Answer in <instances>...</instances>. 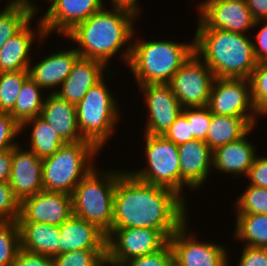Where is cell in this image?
Returning <instances> with one entry per match:
<instances>
[{"label": "cell", "instance_id": "obj_1", "mask_svg": "<svg viewBox=\"0 0 267 266\" xmlns=\"http://www.w3.org/2000/svg\"><path fill=\"white\" fill-rule=\"evenodd\" d=\"M187 204L174 190L143 182L125 170L116 183L112 228H151L170 238L189 220Z\"/></svg>", "mask_w": 267, "mask_h": 266}, {"label": "cell", "instance_id": "obj_2", "mask_svg": "<svg viewBox=\"0 0 267 266\" xmlns=\"http://www.w3.org/2000/svg\"><path fill=\"white\" fill-rule=\"evenodd\" d=\"M112 9V10H111ZM102 8L83 22L77 24L65 37L77 43L75 49L80 57L104 63L107 67L111 58L123 48L121 59L126 65L131 55L135 20L140 16L123 9Z\"/></svg>", "mask_w": 267, "mask_h": 266}, {"label": "cell", "instance_id": "obj_3", "mask_svg": "<svg viewBox=\"0 0 267 266\" xmlns=\"http://www.w3.org/2000/svg\"><path fill=\"white\" fill-rule=\"evenodd\" d=\"M252 39L221 29H196L194 52L216 78L249 79L256 68Z\"/></svg>", "mask_w": 267, "mask_h": 266}, {"label": "cell", "instance_id": "obj_4", "mask_svg": "<svg viewBox=\"0 0 267 266\" xmlns=\"http://www.w3.org/2000/svg\"><path fill=\"white\" fill-rule=\"evenodd\" d=\"M135 34L127 67L138 86L169 84L173 75L194 53V39L190 43L166 39L146 41L139 40Z\"/></svg>", "mask_w": 267, "mask_h": 266}, {"label": "cell", "instance_id": "obj_5", "mask_svg": "<svg viewBox=\"0 0 267 266\" xmlns=\"http://www.w3.org/2000/svg\"><path fill=\"white\" fill-rule=\"evenodd\" d=\"M124 171L93 168L72 194L73 215L95 225L106 236L112 229L116 183Z\"/></svg>", "mask_w": 267, "mask_h": 266}, {"label": "cell", "instance_id": "obj_6", "mask_svg": "<svg viewBox=\"0 0 267 266\" xmlns=\"http://www.w3.org/2000/svg\"><path fill=\"white\" fill-rule=\"evenodd\" d=\"M99 151L86 139L60 146L53 155L42 159L43 191L72 195L79 182L95 168Z\"/></svg>", "mask_w": 267, "mask_h": 266}, {"label": "cell", "instance_id": "obj_7", "mask_svg": "<svg viewBox=\"0 0 267 266\" xmlns=\"http://www.w3.org/2000/svg\"><path fill=\"white\" fill-rule=\"evenodd\" d=\"M104 77L93 85L82 100L75 105L77 126L81 136L100 150L115 133L120 120L117 99L108 89Z\"/></svg>", "mask_w": 267, "mask_h": 266}, {"label": "cell", "instance_id": "obj_8", "mask_svg": "<svg viewBox=\"0 0 267 266\" xmlns=\"http://www.w3.org/2000/svg\"><path fill=\"white\" fill-rule=\"evenodd\" d=\"M143 135L146 166L128 172L143 182L172 189L180 195L178 146L162 135Z\"/></svg>", "mask_w": 267, "mask_h": 266}, {"label": "cell", "instance_id": "obj_9", "mask_svg": "<svg viewBox=\"0 0 267 266\" xmlns=\"http://www.w3.org/2000/svg\"><path fill=\"white\" fill-rule=\"evenodd\" d=\"M169 243L162 231L151 228H112L106 239V265L122 266L136 257L153 254Z\"/></svg>", "mask_w": 267, "mask_h": 266}, {"label": "cell", "instance_id": "obj_10", "mask_svg": "<svg viewBox=\"0 0 267 266\" xmlns=\"http://www.w3.org/2000/svg\"><path fill=\"white\" fill-rule=\"evenodd\" d=\"M207 106L212 114L242 117L257 126L259 114L252 103L249 79L215 77Z\"/></svg>", "mask_w": 267, "mask_h": 266}, {"label": "cell", "instance_id": "obj_11", "mask_svg": "<svg viewBox=\"0 0 267 266\" xmlns=\"http://www.w3.org/2000/svg\"><path fill=\"white\" fill-rule=\"evenodd\" d=\"M186 221L170 238L173 263L177 266H229L227 247L212 241L201 242ZM195 234V235H192Z\"/></svg>", "mask_w": 267, "mask_h": 266}, {"label": "cell", "instance_id": "obj_12", "mask_svg": "<svg viewBox=\"0 0 267 266\" xmlns=\"http://www.w3.org/2000/svg\"><path fill=\"white\" fill-rule=\"evenodd\" d=\"M214 78L213 72L194 52L173 75L169 85L183 108L207 106Z\"/></svg>", "mask_w": 267, "mask_h": 266}, {"label": "cell", "instance_id": "obj_13", "mask_svg": "<svg viewBox=\"0 0 267 266\" xmlns=\"http://www.w3.org/2000/svg\"><path fill=\"white\" fill-rule=\"evenodd\" d=\"M197 9V29H221L248 35L255 25L246 0H206L198 3Z\"/></svg>", "mask_w": 267, "mask_h": 266}, {"label": "cell", "instance_id": "obj_14", "mask_svg": "<svg viewBox=\"0 0 267 266\" xmlns=\"http://www.w3.org/2000/svg\"><path fill=\"white\" fill-rule=\"evenodd\" d=\"M72 215V195L41 191L20 202V215L17 222L60 226Z\"/></svg>", "mask_w": 267, "mask_h": 266}, {"label": "cell", "instance_id": "obj_15", "mask_svg": "<svg viewBox=\"0 0 267 266\" xmlns=\"http://www.w3.org/2000/svg\"><path fill=\"white\" fill-rule=\"evenodd\" d=\"M138 87L149 112L144 133L163 136L182 113L183 107L169 84H147Z\"/></svg>", "mask_w": 267, "mask_h": 266}, {"label": "cell", "instance_id": "obj_16", "mask_svg": "<svg viewBox=\"0 0 267 266\" xmlns=\"http://www.w3.org/2000/svg\"><path fill=\"white\" fill-rule=\"evenodd\" d=\"M51 2L45 13L40 16L44 33L56 32L65 36L77 24L83 22L105 5L103 0H49Z\"/></svg>", "mask_w": 267, "mask_h": 266}, {"label": "cell", "instance_id": "obj_17", "mask_svg": "<svg viewBox=\"0 0 267 266\" xmlns=\"http://www.w3.org/2000/svg\"><path fill=\"white\" fill-rule=\"evenodd\" d=\"M180 163V196L185 199L184 188L197 190L208 179L212 170L213 151L202 140H192L178 145ZM185 186V187H184ZM185 196V197H184Z\"/></svg>", "mask_w": 267, "mask_h": 266}, {"label": "cell", "instance_id": "obj_18", "mask_svg": "<svg viewBox=\"0 0 267 266\" xmlns=\"http://www.w3.org/2000/svg\"><path fill=\"white\" fill-rule=\"evenodd\" d=\"M22 144L12 148V168L9 185L14 196L21 202L23 199L43 191L42 159Z\"/></svg>", "mask_w": 267, "mask_h": 266}, {"label": "cell", "instance_id": "obj_19", "mask_svg": "<svg viewBox=\"0 0 267 266\" xmlns=\"http://www.w3.org/2000/svg\"><path fill=\"white\" fill-rule=\"evenodd\" d=\"M32 20L33 18L1 47L0 73L29 70L30 64L33 63L30 51L34 40L38 38L37 41L43 42L47 38L41 19H37L36 33L31 27Z\"/></svg>", "mask_w": 267, "mask_h": 266}, {"label": "cell", "instance_id": "obj_20", "mask_svg": "<svg viewBox=\"0 0 267 266\" xmlns=\"http://www.w3.org/2000/svg\"><path fill=\"white\" fill-rule=\"evenodd\" d=\"M106 68L100 61L79 57L56 94L69 103L78 104L90 88L104 77L105 71L109 79L110 71Z\"/></svg>", "mask_w": 267, "mask_h": 266}, {"label": "cell", "instance_id": "obj_21", "mask_svg": "<svg viewBox=\"0 0 267 266\" xmlns=\"http://www.w3.org/2000/svg\"><path fill=\"white\" fill-rule=\"evenodd\" d=\"M79 57L75 47L50 53L34 65L30 64L29 76L43 90L47 88L52 90L50 93H56Z\"/></svg>", "mask_w": 267, "mask_h": 266}, {"label": "cell", "instance_id": "obj_22", "mask_svg": "<svg viewBox=\"0 0 267 266\" xmlns=\"http://www.w3.org/2000/svg\"><path fill=\"white\" fill-rule=\"evenodd\" d=\"M255 128L256 126H253L242 138L214 149L212 170L235 177L246 176L257 156L258 149L247 138Z\"/></svg>", "mask_w": 267, "mask_h": 266}, {"label": "cell", "instance_id": "obj_23", "mask_svg": "<svg viewBox=\"0 0 267 266\" xmlns=\"http://www.w3.org/2000/svg\"><path fill=\"white\" fill-rule=\"evenodd\" d=\"M59 255L75 250H106L107 236L95 225L72 215L59 226Z\"/></svg>", "mask_w": 267, "mask_h": 266}, {"label": "cell", "instance_id": "obj_24", "mask_svg": "<svg viewBox=\"0 0 267 266\" xmlns=\"http://www.w3.org/2000/svg\"><path fill=\"white\" fill-rule=\"evenodd\" d=\"M40 117L54 127L65 142L85 140L78 129L75 105L62 99L56 93L48 92Z\"/></svg>", "mask_w": 267, "mask_h": 266}, {"label": "cell", "instance_id": "obj_25", "mask_svg": "<svg viewBox=\"0 0 267 266\" xmlns=\"http://www.w3.org/2000/svg\"><path fill=\"white\" fill-rule=\"evenodd\" d=\"M21 247L54 258L59 255V226L43 223H18Z\"/></svg>", "mask_w": 267, "mask_h": 266}, {"label": "cell", "instance_id": "obj_26", "mask_svg": "<svg viewBox=\"0 0 267 266\" xmlns=\"http://www.w3.org/2000/svg\"><path fill=\"white\" fill-rule=\"evenodd\" d=\"M251 128L252 126L242 117L212 114L205 143L213 151L242 138Z\"/></svg>", "mask_w": 267, "mask_h": 266}, {"label": "cell", "instance_id": "obj_27", "mask_svg": "<svg viewBox=\"0 0 267 266\" xmlns=\"http://www.w3.org/2000/svg\"><path fill=\"white\" fill-rule=\"evenodd\" d=\"M32 125L29 139V150L39 158L44 159L53 155L66 142L58 135L54 127L45 122L40 116L26 120L20 126V133Z\"/></svg>", "mask_w": 267, "mask_h": 266}, {"label": "cell", "instance_id": "obj_28", "mask_svg": "<svg viewBox=\"0 0 267 266\" xmlns=\"http://www.w3.org/2000/svg\"><path fill=\"white\" fill-rule=\"evenodd\" d=\"M234 239L243 246L267 248V214H236Z\"/></svg>", "mask_w": 267, "mask_h": 266}, {"label": "cell", "instance_id": "obj_29", "mask_svg": "<svg viewBox=\"0 0 267 266\" xmlns=\"http://www.w3.org/2000/svg\"><path fill=\"white\" fill-rule=\"evenodd\" d=\"M42 90L30 77L23 83L14 108L9 112L20 126L26 120L40 116L45 101Z\"/></svg>", "mask_w": 267, "mask_h": 266}, {"label": "cell", "instance_id": "obj_30", "mask_svg": "<svg viewBox=\"0 0 267 266\" xmlns=\"http://www.w3.org/2000/svg\"><path fill=\"white\" fill-rule=\"evenodd\" d=\"M2 10V11H1ZM0 10V49L15 34H17L37 11L25 4L6 3Z\"/></svg>", "mask_w": 267, "mask_h": 266}, {"label": "cell", "instance_id": "obj_31", "mask_svg": "<svg viewBox=\"0 0 267 266\" xmlns=\"http://www.w3.org/2000/svg\"><path fill=\"white\" fill-rule=\"evenodd\" d=\"M29 77V71L0 73V112L9 113L14 108L23 83Z\"/></svg>", "mask_w": 267, "mask_h": 266}, {"label": "cell", "instance_id": "obj_32", "mask_svg": "<svg viewBox=\"0 0 267 266\" xmlns=\"http://www.w3.org/2000/svg\"><path fill=\"white\" fill-rule=\"evenodd\" d=\"M21 247L17 221L0 222V266H12Z\"/></svg>", "mask_w": 267, "mask_h": 266}, {"label": "cell", "instance_id": "obj_33", "mask_svg": "<svg viewBox=\"0 0 267 266\" xmlns=\"http://www.w3.org/2000/svg\"><path fill=\"white\" fill-rule=\"evenodd\" d=\"M237 198L235 214H267V188L248 185Z\"/></svg>", "mask_w": 267, "mask_h": 266}, {"label": "cell", "instance_id": "obj_34", "mask_svg": "<svg viewBox=\"0 0 267 266\" xmlns=\"http://www.w3.org/2000/svg\"><path fill=\"white\" fill-rule=\"evenodd\" d=\"M55 266H107L106 250H75L53 258Z\"/></svg>", "mask_w": 267, "mask_h": 266}, {"label": "cell", "instance_id": "obj_35", "mask_svg": "<svg viewBox=\"0 0 267 266\" xmlns=\"http://www.w3.org/2000/svg\"><path fill=\"white\" fill-rule=\"evenodd\" d=\"M249 80L253 106L260 116H267V62L257 63Z\"/></svg>", "mask_w": 267, "mask_h": 266}, {"label": "cell", "instance_id": "obj_36", "mask_svg": "<svg viewBox=\"0 0 267 266\" xmlns=\"http://www.w3.org/2000/svg\"><path fill=\"white\" fill-rule=\"evenodd\" d=\"M182 112L187 116L194 139L205 141L212 119V113L209 107H186L183 108Z\"/></svg>", "mask_w": 267, "mask_h": 266}, {"label": "cell", "instance_id": "obj_37", "mask_svg": "<svg viewBox=\"0 0 267 266\" xmlns=\"http://www.w3.org/2000/svg\"><path fill=\"white\" fill-rule=\"evenodd\" d=\"M20 201L14 196L9 182H0V220L17 221Z\"/></svg>", "mask_w": 267, "mask_h": 266}, {"label": "cell", "instance_id": "obj_38", "mask_svg": "<svg viewBox=\"0 0 267 266\" xmlns=\"http://www.w3.org/2000/svg\"><path fill=\"white\" fill-rule=\"evenodd\" d=\"M20 134V125L14 118L7 112H0V152L16 146L19 143L16 139Z\"/></svg>", "mask_w": 267, "mask_h": 266}, {"label": "cell", "instance_id": "obj_39", "mask_svg": "<svg viewBox=\"0 0 267 266\" xmlns=\"http://www.w3.org/2000/svg\"><path fill=\"white\" fill-rule=\"evenodd\" d=\"M173 264V251L168 243L156 253L136 257L128 260L122 266H171Z\"/></svg>", "mask_w": 267, "mask_h": 266}, {"label": "cell", "instance_id": "obj_40", "mask_svg": "<svg viewBox=\"0 0 267 266\" xmlns=\"http://www.w3.org/2000/svg\"><path fill=\"white\" fill-rule=\"evenodd\" d=\"M163 136L177 146L195 140L187 116L183 112L180 113Z\"/></svg>", "mask_w": 267, "mask_h": 266}, {"label": "cell", "instance_id": "obj_41", "mask_svg": "<svg viewBox=\"0 0 267 266\" xmlns=\"http://www.w3.org/2000/svg\"><path fill=\"white\" fill-rule=\"evenodd\" d=\"M12 266H55V263L51 257L20 247Z\"/></svg>", "mask_w": 267, "mask_h": 266}, {"label": "cell", "instance_id": "obj_42", "mask_svg": "<svg viewBox=\"0 0 267 266\" xmlns=\"http://www.w3.org/2000/svg\"><path fill=\"white\" fill-rule=\"evenodd\" d=\"M245 177L250 181L248 185L267 188V156L257 155Z\"/></svg>", "mask_w": 267, "mask_h": 266}, {"label": "cell", "instance_id": "obj_43", "mask_svg": "<svg viewBox=\"0 0 267 266\" xmlns=\"http://www.w3.org/2000/svg\"><path fill=\"white\" fill-rule=\"evenodd\" d=\"M243 247L238 266H267V248Z\"/></svg>", "mask_w": 267, "mask_h": 266}, {"label": "cell", "instance_id": "obj_44", "mask_svg": "<svg viewBox=\"0 0 267 266\" xmlns=\"http://www.w3.org/2000/svg\"><path fill=\"white\" fill-rule=\"evenodd\" d=\"M261 22H264V25ZM260 24L262 27L254 36L257 43L252 42L257 63L267 62V19L255 21L254 27Z\"/></svg>", "mask_w": 267, "mask_h": 266}, {"label": "cell", "instance_id": "obj_45", "mask_svg": "<svg viewBox=\"0 0 267 266\" xmlns=\"http://www.w3.org/2000/svg\"><path fill=\"white\" fill-rule=\"evenodd\" d=\"M12 168V149L0 152V182H9Z\"/></svg>", "mask_w": 267, "mask_h": 266}, {"label": "cell", "instance_id": "obj_46", "mask_svg": "<svg viewBox=\"0 0 267 266\" xmlns=\"http://www.w3.org/2000/svg\"><path fill=\"white\" fill-rule=\"evenodd\" d=\"M255 21L267 19V0H246Z\"/></svg>", "mask_w": 267, "mask_h": 266}, {"label": "cell", "instance_id": "obj_47", "mask_svg": "<svg viewBox=\"0 0 267 266\" xmlns=\"http://www.w3.org/2000/svg\"><path fill=\"white\" fill-rule=\"evenodd\" d=\"M110 1V4L112 7L114 8H123V9H127L133 13H135L136 15H142L140 13V10L139 9V2L138 0H109Z\"/></svg>", "mask_w": 267, "mask_h": 266}, {"label": "cell", "instance_id": "obj_48", "mask_svg": "<svg viewBox=\"0 0 267 266\" xmlns=\"http://www.w3.org/2000/svg\"><path fill=\"white\" fill-rule=\"evenodd\" d=\"M8 3L25 4V5L31 6L33 9L37 11V14H40L39 11H41L39 10V7H37L38 5H36L34 0H8Z\"/></svg>", "mask_w": 267, "mask_h": 266}]
</instances>
